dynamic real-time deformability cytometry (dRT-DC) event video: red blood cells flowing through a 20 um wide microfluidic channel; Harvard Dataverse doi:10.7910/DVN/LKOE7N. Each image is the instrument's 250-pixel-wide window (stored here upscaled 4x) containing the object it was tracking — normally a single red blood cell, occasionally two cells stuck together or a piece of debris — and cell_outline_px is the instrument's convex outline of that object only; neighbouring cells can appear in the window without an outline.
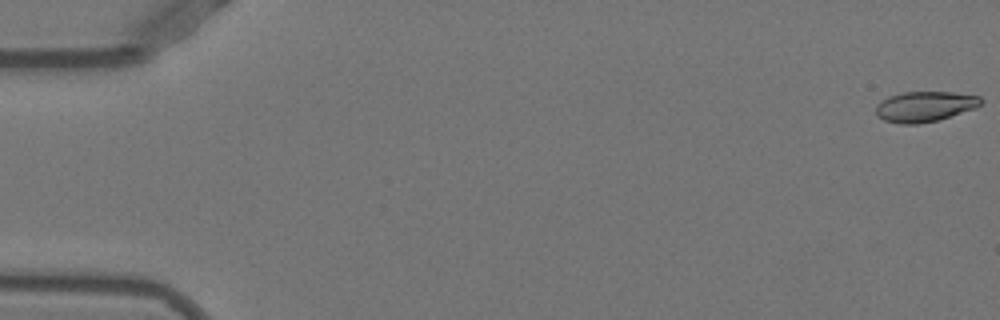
{"species": "Egyptian fruit bat (a non-hibernating species)", "species_latin": "Rousettus aegyptiacus", "temperature_condition": "warm", "stored_images_in_passage": 7, "camera_frame_rate_fps": 3000, "um_per_image_px": 0.085, "animal": {"sex": "female"}, "frame": {"image": 1, "passage_image": 1, "time_ms": 0.0, "image_size_px": [1000, 320], "cell_outline_px": [[984, 100], [976, 108], [936, 120], [916, 124], [900, 124], [884, 120], [876, 116], [876, 104], [880, 100], [888, 96], [904, 92], [952, 92], [980, 96]], "centroid_in_image_um": [78.58, 9.04], "position_along_channel_um": 6.4, "area_um2": 18.61}}